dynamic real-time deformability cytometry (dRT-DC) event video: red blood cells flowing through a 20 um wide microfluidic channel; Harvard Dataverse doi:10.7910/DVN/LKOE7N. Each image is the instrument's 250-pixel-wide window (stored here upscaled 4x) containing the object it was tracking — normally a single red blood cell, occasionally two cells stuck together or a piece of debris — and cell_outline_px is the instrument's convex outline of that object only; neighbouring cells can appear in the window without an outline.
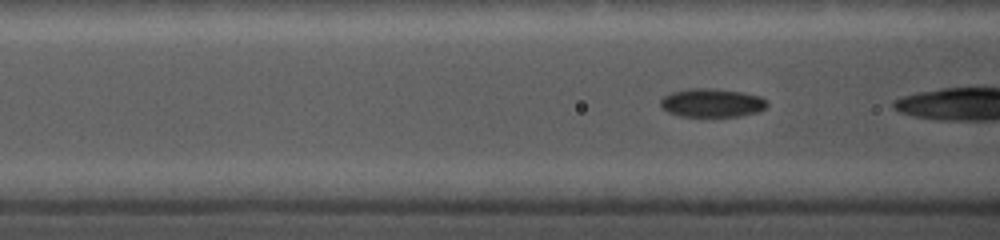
{"species": "common noctule bat (a hibernating species)", "species_latin": "Nyctalus noctula", "temperature_condition": "cold", "stored_images_in_passage": 45, "camera_frame_rate_fps": 5000, "um_per_image_px": 0.085, "animal": {"sex": "female", "body_mass_g": 19.0, "forearm_length_mm": 56.7}, "frame": {"image": 1, "passage_image": 5, "time_ms": 0.8, "image_size_px": [1000, 240], "cell_outline_px": [[768, 104], [760, 112], [740, 116], [680, 116], [668, 112], [660, 108], [660, 100], [664, 96], [672, 92], [688, 88], [712, 88], [740, 92], [760, 96], [768, 100]], "centroid_in_image_um": [60.51, 8.74], "position_along_channel_um": 106.1, "area_um2": 17.86}}
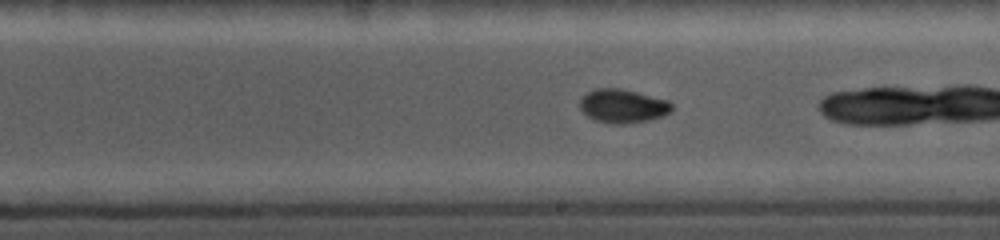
{"frame": {"image": 2, "passage_image": 22, "time_ms": 4.2, "image_size_px": [1000, 240], "cell_outline_px": [[672, 108], [664, 116], [648, 120], [624, 124], [612, 124], [596, 120], [588, 116], [580, 108], [580, 100], [588, 92], [596, 88], [620, 88], [668, 100], [672, 104]], "centroid_in_image_um": [52.94, 9.01], "position_along_channel_um": 236.1, "area_um2": 17.86}}
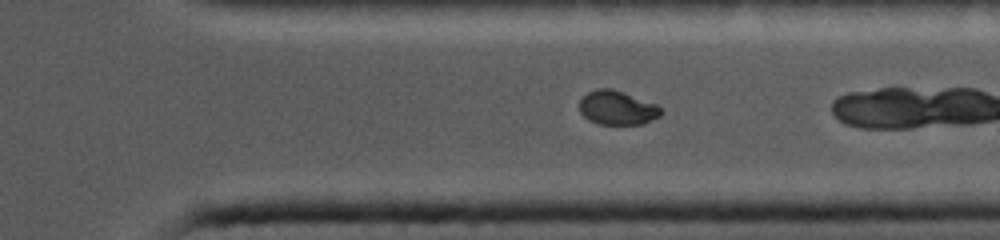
{"frame": {"image": 3, "passage_image": 37, "time_ms": 7.4, "image_size_px": [1000, 240], "cell_outline_px": [[664, 112], [660, 116], [640, 124], [600, 124], [588, 120], [580, 112], [580, 100], [588, 92], [596, 88], [612, 88], [656, 104]], "centroid_in_image_um": [52.45, 9.16], "position_along_channel_um": 358.9, "area_um2": 16.07}}